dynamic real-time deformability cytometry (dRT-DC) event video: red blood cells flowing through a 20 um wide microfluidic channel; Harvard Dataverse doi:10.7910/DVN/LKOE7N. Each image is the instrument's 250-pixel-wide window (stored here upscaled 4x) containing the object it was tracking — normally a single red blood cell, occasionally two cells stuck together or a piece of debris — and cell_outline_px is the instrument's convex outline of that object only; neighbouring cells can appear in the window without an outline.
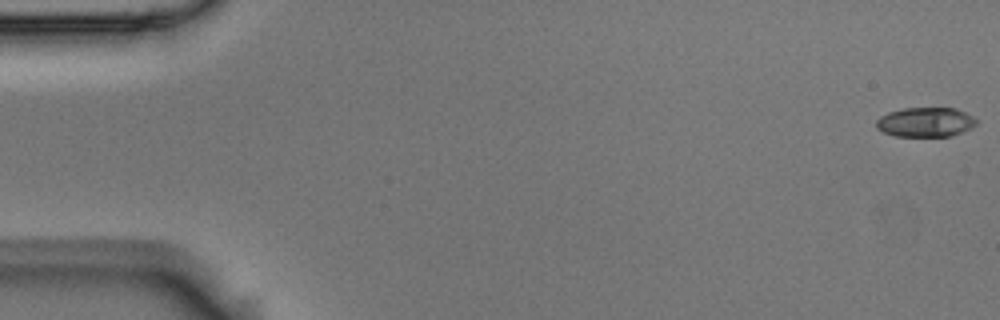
{"species": "Egyptian fruit bat (a non-hibernating species)", "species_latin": "Rousettus aegyptiacus", "temperature_condition": "room temperature", "stored_images_in_passage": 5, "camera_frame_rate_fps": 3000, "um_per_image_px": 0.085, "animal": {"sex": "male"}, "frame": {"image": 1, "passage_image": 1, "time_ms": 0.0, "image_size_px": [1000, 320], "cell_outline_px": [[976, 124], [972, 128], [952, 136], [896, 136], [884, 132], [876, 128], [876, 120], [880, 116], [888, 112], [900, 108], [956, 108], [972, 116], [976, 120]], "centroid_in_image_um": [78.65, 10.38], "position_along_channel_um": 6.3, "area_um2": 17.28}}
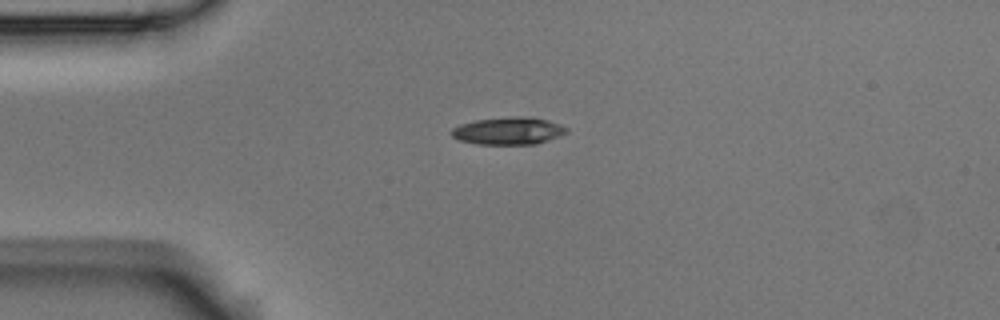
{"frame": {"image": 2, "passage_image": 4, "time_ms": 1.0, "image_size_px": [1000, 320], "cell_outline_px": [[568, 132], [560, 136], [536, 144], [476, 144], [460, 140], [452, 136], [452, 128], [460, 124], [476, 120], [512, 116], [528, 116], [548, 120], [560, 124], [568, 128]], "centroid_in_image_um": [43.25, 11.11], "position_along_channel_um": 41.8, "area_um2": 18.44}}